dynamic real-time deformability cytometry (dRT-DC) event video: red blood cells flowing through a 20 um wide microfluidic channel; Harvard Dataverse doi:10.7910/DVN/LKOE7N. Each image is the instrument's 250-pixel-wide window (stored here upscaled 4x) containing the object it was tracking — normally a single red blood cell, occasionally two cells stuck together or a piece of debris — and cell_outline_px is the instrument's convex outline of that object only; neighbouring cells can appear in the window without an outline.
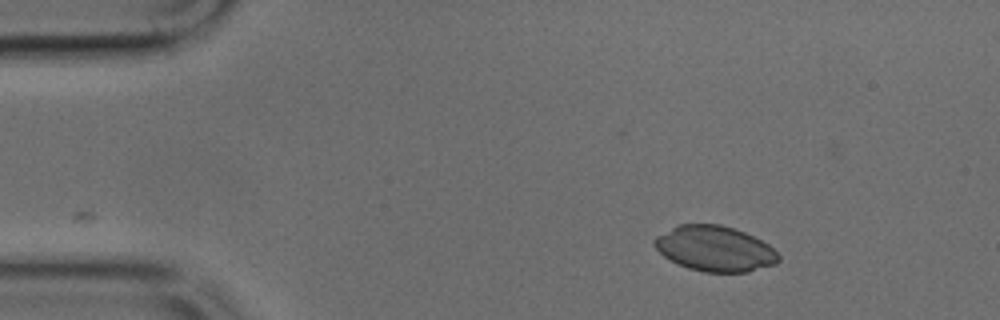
{"species": "common noctule bat (a hibernating species)", "species_latin": "Nyctalus noctula", "temperature_condition": "cold", "stored_images_in_passage": 43, "camera_frame_rate_fps": 3000, "um_per_image_px": 0.085, "animal": {"sex": "male", "body_mass_g": 17.9, "forearm_length_mm": 54.2}, "frame": {"image": 1, "passage_image": 1, "time_ms": 0.0, "image_size_px": [1000, 320], "cell_outline_px": [[780, 260], [776, 264], [748, 272], [704, 272], [688, 268], [664, 256], [652, 244], [652, 240], [656, 236], [680, 224], [720, 224], [744, 232], [768, 244], [780, 256]], "centroid_in_image_um": [60.77, 21.14], "position_along_channel_um": 24.2, "area_um2": 32.6}}
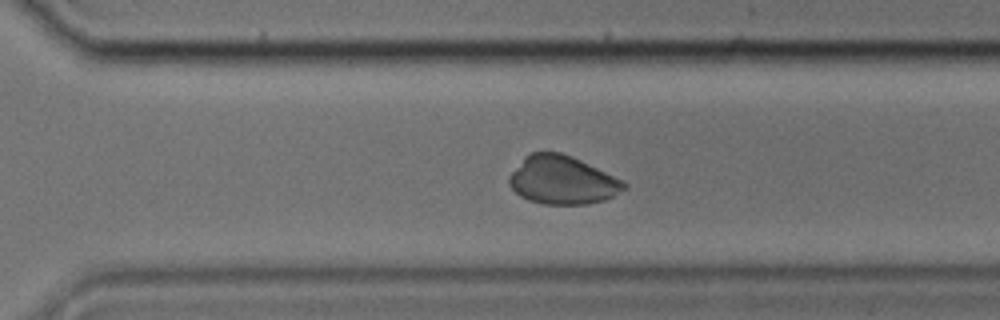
{"frame": {"image": 2, "passage_image": 28, "time_ms": 9.0, "image_size_px": [1000, 320], "cell_outline_px": [[628, 184], [624, 188], [612, 196], [604, 200], [588, 204], [544, 204], [528, 200], [520, 196], [508, 184], [508, 176], [524, 156], [532, 152], [560, 152], [572, 156], [624, 180]], "centroid_in_image_um": [47.78, 15.3], "position_along_channel_um": 322.8, "area_um2": 32.37}}
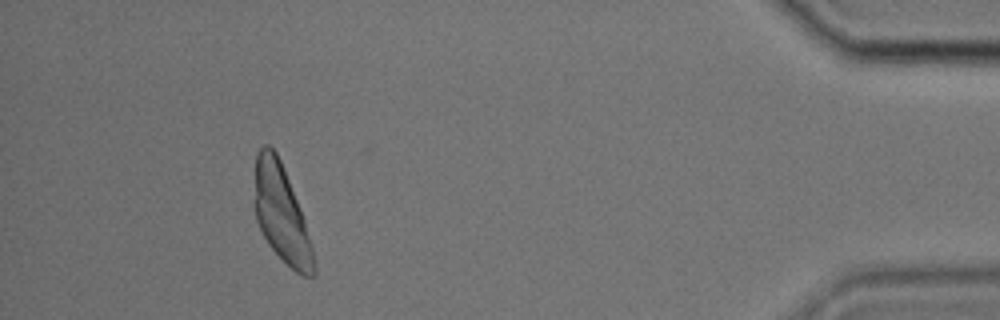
{"frame": {"image": 3, "passage_image": 39, "time_ms": 12.667, "image_size_px": [1000, 320], "cell_outline_px": [[316, 276], [304, 276], [296, 272], [268, 244], [256, 220], [252, 204], [256, 152], [264, 144], [268, 144], [276, 152], [280, 160], [300, 208], [304, 220], [312, 248], [316, 268]], "centroid_in_image_um": [23.87, 18.13], "position_along_channel_um": 411.3, "area_um2": 33.52}}